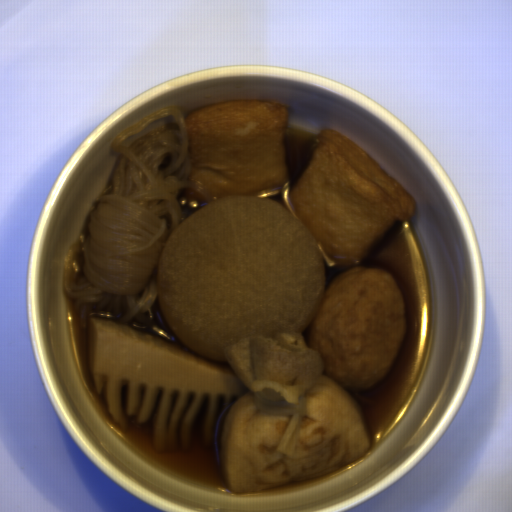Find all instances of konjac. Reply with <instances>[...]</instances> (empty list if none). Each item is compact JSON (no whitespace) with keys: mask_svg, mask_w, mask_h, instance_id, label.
<instances>
[{"mask_svg":"<svg viewBox=\"0 0 512 512\" xmlns=\"http://www.w3.org/2000/svg\"><path fill=\"white\" fill-rule=\"evenodd\" d=\"M118 159L109 186L94 206L80 253L65 257V295L75 299L80 327L92 317L109 319L173 342L154 322L161 255L181 222L178 189L187 187L209 203L202 182L188 180V141L183 111L167 107L116 134Z\"/></svg>","mask_w":512,"mask_h":512,"instance_id":"konjac-1","label":"konjac"}]
</instances>
